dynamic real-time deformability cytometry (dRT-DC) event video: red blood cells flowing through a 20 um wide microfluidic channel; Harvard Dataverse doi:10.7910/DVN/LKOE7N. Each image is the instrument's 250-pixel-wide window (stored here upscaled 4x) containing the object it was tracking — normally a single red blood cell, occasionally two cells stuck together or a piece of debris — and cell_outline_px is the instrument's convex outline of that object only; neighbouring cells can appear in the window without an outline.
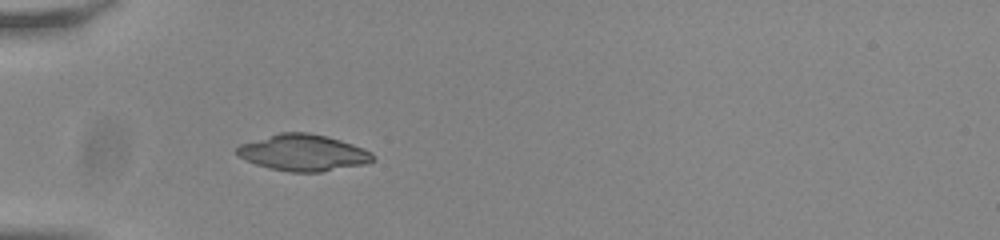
{"species": "common noctule bat (a hibernating species)", "species_latin": "Nyctalus noctula", "temperature_condition": "room temperature", "stored_images_in_passage": 37, "camera_frame_rate_fps": 3000, "um_per_image_px": 0.085, "animal": {"sex": "male", "body_mass_g": 20.0, "forearm_length_mm": 53.3}, "frame": {"image": 1, "passage_image": 1, "time_ms": 0.0, "image_size_px": [1000, 240], "cell_outline_px": [[376, 160], [368, 164], [320, 172], [288, 172], [268, 168], [244, 160], [236, 152], [236, 148], [240, 144], [280, 132], [308, 132], [340, 140], [352, 144], [372, 152], [376, 156]], "centroid_in_image_um": [25.8, 12.99], "position_along_channel_um": 59.2, "area_um2": 29.02}}
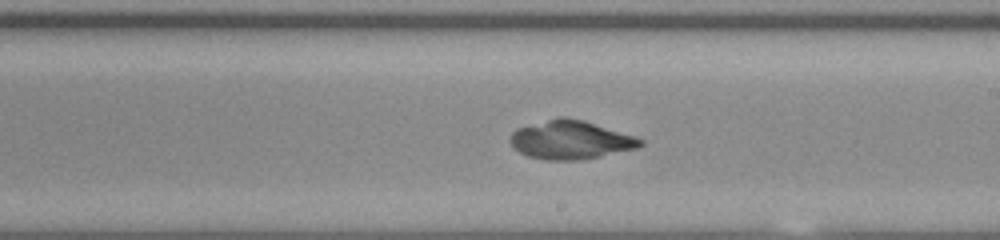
{"frame": {"image": 2, "passage_image": 16, "time_ms": 5.0, "image_size_px": [1000, 240], "cell_outline_px": [[644, 144], [636, 148], [600, 156], [576, 160], [548, 160], [528, 156], [512, 148], [508, 140], [512, 132], [516, 128], [560, 116], [564, 116], [584, 120], [636, 136], [644, 140]], "centroid_in_image_um": [48.48, 11.88], "position_along_channel_um": 240.5, "area_um2": 29.36}}
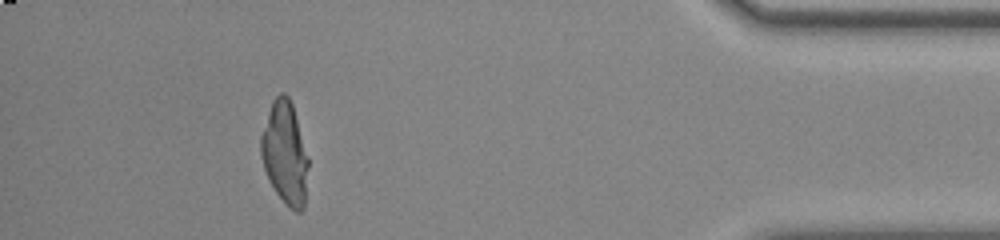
{"frame": {"image": 3, "passage_image": 33, "time_ms": 10.667, "image_size_px": [1000, 240], "cell_outline_px": [[308, 168], [304, 208], [300, 212], [296, 212], [288, 208], [276, 192], [264, 168], [260, 156], [260, 136], [272, 100], [280, 92], [284, 92], [288, 96], [292, 104], [308, 156]], "centroid_in_image_um": [24.21, 13.01], "position_along_channel_um": 411.0, "area_um2": 28.32}, "authors_computed_cell_mechanics": {"area_um2": 29.0156, "velocity_mm_per_s": 3.8143, "shape_relaxation_time_tau1_ms": null, "shape_relaxation_time_tau2_ms": 1.6576, "deformation_change_tau1": null, "deformation_change_tau2": 0.034}}